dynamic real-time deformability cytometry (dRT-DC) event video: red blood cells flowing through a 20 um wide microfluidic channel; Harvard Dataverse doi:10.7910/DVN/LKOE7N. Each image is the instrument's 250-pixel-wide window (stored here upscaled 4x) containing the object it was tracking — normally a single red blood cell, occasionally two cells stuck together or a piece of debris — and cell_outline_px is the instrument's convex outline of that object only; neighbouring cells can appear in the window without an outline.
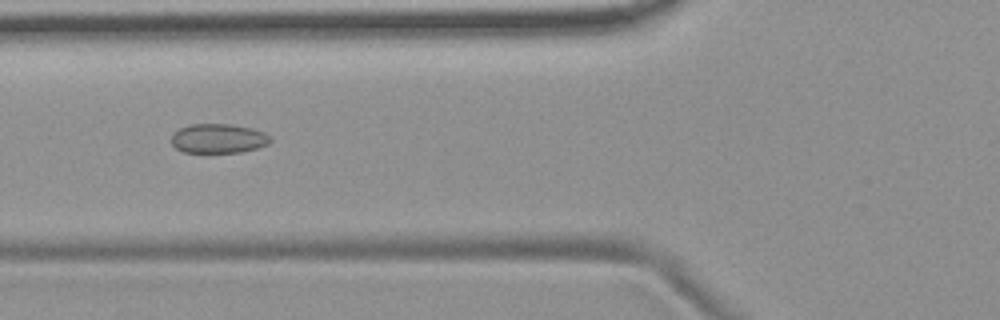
{"species": "common noctule bat (a hibernating species)", "species_latin": "Nyctalus noctula", "temperature_condition": "room temperature", "stored_images_in_passage": 6, "camera_frame_rate_fps": 3000, "um_per_image_px": 0.085, "animal": {"sex": "female", "body_mass_g": 19.9}, "frame": {"image": 1, "passage_image": 6, "time_ms": 6.0, "image_size_px": [1000, 320], "cell_outline_px": [[272, 140], [268, 144], [256, 148], [240, 152], [184, 152], [176, 148], [172, 144], [172, 136], [180, 128], [192, 124], [232, 124], [252, 128], [264, 132], [272, 136]], "centroid_in_image_um": [18.6, 11.76], "position_along_channel_um": 107.2, "area_um2": 16.88}}